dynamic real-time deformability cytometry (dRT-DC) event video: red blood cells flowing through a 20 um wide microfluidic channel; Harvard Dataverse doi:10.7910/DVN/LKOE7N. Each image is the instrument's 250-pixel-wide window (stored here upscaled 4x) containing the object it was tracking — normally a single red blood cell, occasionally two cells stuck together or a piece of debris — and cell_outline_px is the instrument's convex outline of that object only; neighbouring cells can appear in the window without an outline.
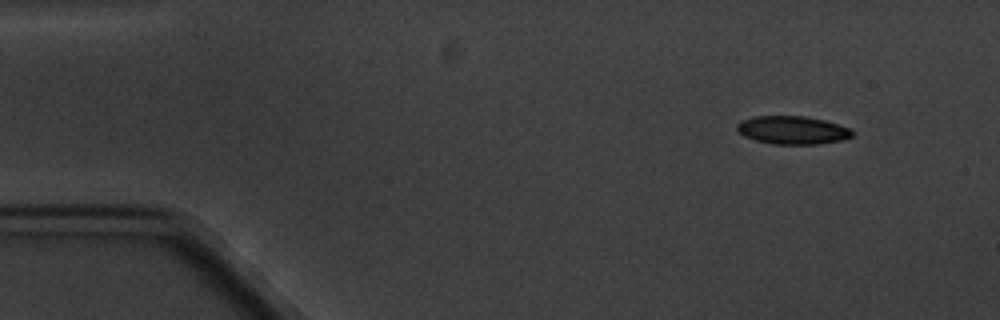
{"species": "common noctule bat (a hibernating species)", "species_latin": "Nyctalus noctula", "temperature_condition": "cold", "stored_images_in_passage": 4, "camera_frame_rate_fps": 3000, "um_per_image_px": 0.085, "animal": {"sex": "male", "body_mass_g": 20.1, "forearm_length_mm": 53.5}, "frame": {"image": 1, "passage_image": 1, "time_ms": 0.0, "image_size_px": [1000, 320], "cell_outline_px": [[856, 132], [852, 136], [844, 140], [820, 144], [772, 144], [756, 140], [744, 136], [736, 128], [736, 124], [740, 120], [756, 116], [804, 116], [824, 120], [848, 128]], "centroid_in_image_um": [67.37, 11.06], "position_along_channel_um": 17.6, "area_um2": 18.96}}